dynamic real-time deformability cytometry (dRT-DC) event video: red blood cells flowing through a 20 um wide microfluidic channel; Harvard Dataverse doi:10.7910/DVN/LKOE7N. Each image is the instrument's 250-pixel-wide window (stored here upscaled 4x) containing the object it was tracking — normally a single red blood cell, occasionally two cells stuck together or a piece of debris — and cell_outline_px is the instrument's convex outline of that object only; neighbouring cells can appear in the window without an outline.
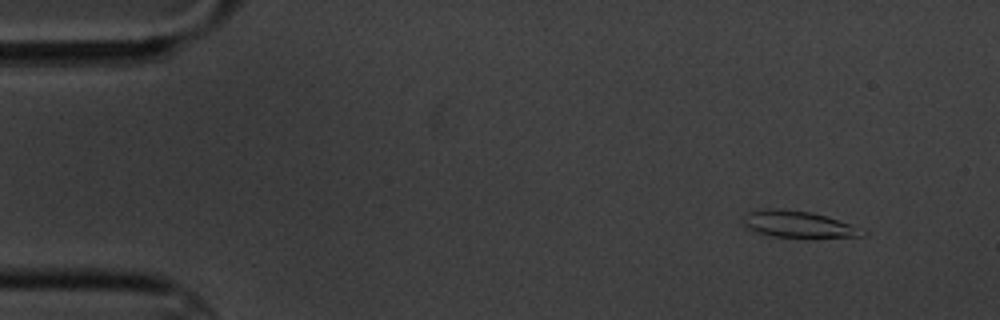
{"species": "common noctule bat (a hibernating species)", "species_latin": "Nyctalus noctula", "temperature_condition": "cold", "stored_images_in_passage": 5, "camera_frame_rate_fps": 3000, "um_per_image_px": 0.085, "animal": {"sex": "male", "body_mass_g": 20.1, "forearm_length_mm": 53.5}, "frame": {"image": 1, "passage_image": 2, "time_ms": 1.0, "image_size_px": [1000, 320], "cell_outline_px": [[868, 232], [864, 236], [772, 236], [756, 232], [744, 224], [744, 216], [748, 212], [764, 208], [784, 208], [812, 212], [852, 224]], "centroid_in_image_um": [67.84, 19.02], "position_along_channel_um": 17.2, "area_um2": 18.09}}